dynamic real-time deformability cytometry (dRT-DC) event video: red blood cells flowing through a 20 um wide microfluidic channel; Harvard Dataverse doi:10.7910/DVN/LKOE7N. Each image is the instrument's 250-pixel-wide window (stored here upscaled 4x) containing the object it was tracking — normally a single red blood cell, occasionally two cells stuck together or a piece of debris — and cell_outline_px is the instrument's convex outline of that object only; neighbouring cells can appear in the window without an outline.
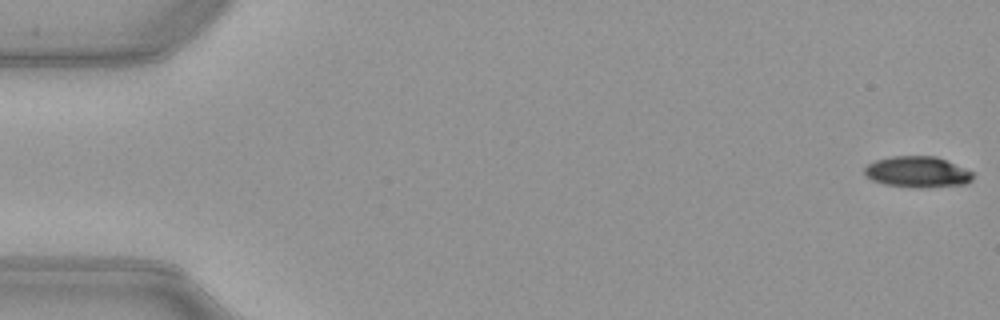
{"species": "common noctule bat (a hibernating species)", "species_latin": "Nyctalus noctula", "temperature_condition": "warm", "stored_images_in_passage": 14, "camera_frame_rate_fps": 3000, "um_per_image_px": 0.085, "animal": {"sex": "female", "body_mass_g": 21.9}, "frame": {"image": 1, "passage_image": 1, "time_ms": 0.0, "image_size_px": [1000, 320], "cell_outline_px": [[972, 180], [964, 184], [924, 188], [920, 188], [884, 184], [872, 180], [864, 176], [864, 168], [868, 164], [876, 160], [892, 156], [936, 156], [972, 172]], "centroid_in_image_um": [77.93, 14.62], "position_along_channel_um": 7.1, "area_um2": 19.48}}